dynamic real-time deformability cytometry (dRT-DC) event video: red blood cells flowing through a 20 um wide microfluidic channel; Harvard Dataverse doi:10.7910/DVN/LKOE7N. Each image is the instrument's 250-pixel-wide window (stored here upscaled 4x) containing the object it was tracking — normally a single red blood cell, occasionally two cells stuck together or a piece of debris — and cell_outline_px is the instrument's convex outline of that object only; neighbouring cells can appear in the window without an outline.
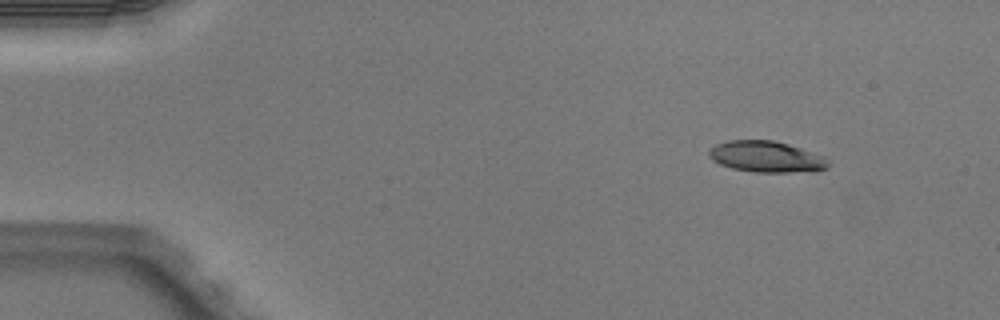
{"species": "Egyptian fruit bat (a non-hibernating species)", "species_latin": "Rousettus aegyptiacus", "temperature_condition": "warm", "stored_images_in_passage": 4, "camera_frame_rate_fps": 3000, "um_per_image_px": 0.085, "animal": {"sex": "male"}, "frame": {"image": 1, "passage_image": 1, "time_ms": 0.0, "image_size_px": [1000, 320], "cell_outline_px": [[828, 168], [816, 172], [752, 172], [732, 168], [720, 164], [712, 160], [708, 152], [708, 148], [716, 144], [728, 140], [772, 140], [788, 144], [824, 156], [828, 160]], "centroid_in_image_um": [65.14, 13.33], "position_along_channel_um": 19.9, "area_um2": 21.85}}